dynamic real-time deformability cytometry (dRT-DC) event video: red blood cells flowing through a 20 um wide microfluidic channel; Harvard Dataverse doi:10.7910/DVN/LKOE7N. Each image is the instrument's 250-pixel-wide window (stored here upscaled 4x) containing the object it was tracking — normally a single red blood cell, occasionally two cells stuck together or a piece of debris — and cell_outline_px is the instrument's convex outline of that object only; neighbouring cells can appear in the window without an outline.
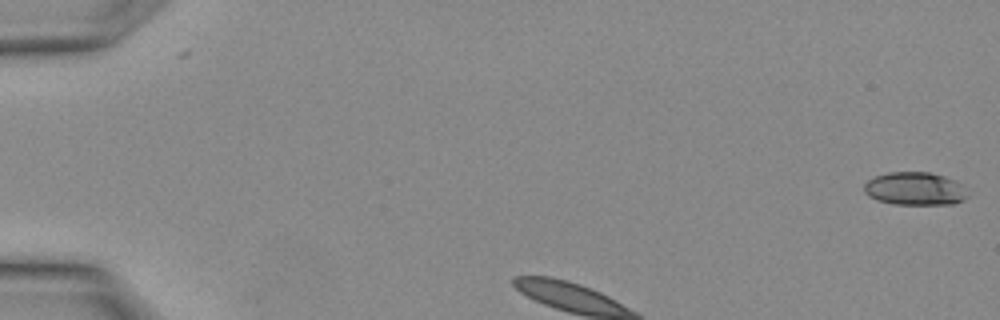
{"species": "Egyptian fruit bat (a non-hibernating species)", "species_latin": "Rousettus aegyptiacus", "temperature_condition": "warm", "stored_images_in_passage": 27, "camera_frame_rate_fps": 3000, "um_per_image_px": 0.085, "animal": {"sex": "female"}, "frame": {"image": 1, "passage_image": 1, "time_ms": 0.0, "image_size_px": [1000, 320], "cell_outline_px": [[968, 196], [964, 200], [952, 204], [892, 204], [876, 200], [868, 196], [864, 192], [864, 184], [868, 180], [876, 176], [888, 172], [928, 172], [944, 176], [956, 180]], "centroid_in_image_um": [77.73, 16.04], "position_along_channel_um": 7.3, "area_um2": 19.88}}
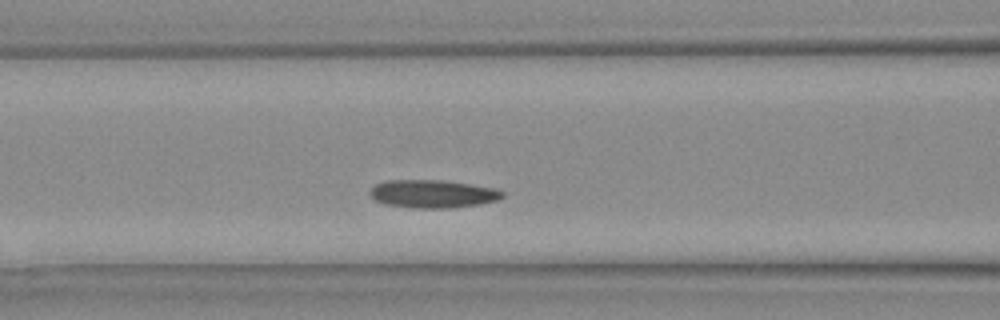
{"frame": {"image": 2, "passage_image": 8, "time_ms": 2.333, "image_size_px": [1000, 320], "cell_outline_px": [[504, 196], [496, 200], [480, 204], [448, 208], [416, 208], [384, 204], [376, 200], [368, 192], [376, 184], [384, 180], [440, 180], [496, 188], [504, 192]], "centroid_in_image_um": [36.77, 16.47], "position_along_channel_um": 129.8, "area_um2": 21.5}}